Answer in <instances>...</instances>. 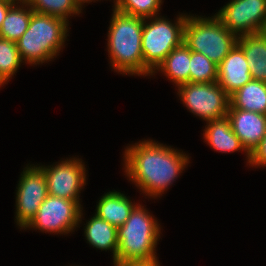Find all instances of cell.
Returning <instances> with one entry per match:
<instances>
[{"label": "cell", "mask_w": 266, "mask_h": 266, "mask_svg": "<svg viewBox=\"0 0 266 266\" xmlns=\"http://www.w3.org/2000/svg\"><path fill=\"white\" fill-rule=\"evenodd\" d=\"M16 192V221L25 228L36 216L38 208L48 194L45 173L40 166L24 168Z\"/></svg>", "instance_id": "obj_10"}, {"label": "cell", "mask_w": 266, "mask_h": 266, "mask_svg": "<svg viewBox=\"0 0 266 266\" xmlns=\"http://www.w3.org/2000/svg\"><path fill=\"white\" fill-rule=\"evenodd\" d=\"M135 206L124 194L110 191L100 198L95 214L118 229L129 218Z\"/></svg>", "instance_id": "obj_16"}, {"label": "cell", "mask_w": 266, "mask_h": 266, "mask_svg": "<svg viewBox=\"0 0 266 266\" xmlns=\"http://www.w3.org/2000/svg\"><path fill=\"white\" fill-rule=\"evenodd\" d=\"M114 9L127 15L144 19L159 14L162 0H115Z\"/></svg>", "instance_id": "obj_24"}, {"label": "cell", "mask_w": 266, "mask_h": 266, "mask_svg": "<svg viewBox=\"0 0 266 266\" xmlns=\"http://www.w3.org/2000/svg\"><path fill=\"white\" fill-rule=\"evenodd\" d=\"M238 37L214 15L213 18L187 16L183 43L219 65L237 44Z\"/></svg>", "instance_id": "obj_5"}, {"label": "cell", "mask_w": 266, "mask_h": 266, "mask_svg": "<svg viewBox=\"0 0 266 266\" xmlns=\"http://www.w3.org/2000/svg\"><path fill=\"white\" fill-rule=\"evenodd\" d=\"M237 45L244 52L252 79L266 83V38L262 33L243 35Z\"/></svg>", "instance_id": "obj_15"}, {"label": "cell", "mask_w": 266, "mask_h": 266, "mask_svg": "<svg viewBox=\"0 0 266 266\" xmlns=\"http://www.w3.org/2000/svg\"><path fill=\"white\" fill-rule=\"evenodd\" d=\"M215 16L237 37L258 34L266 24V0H232Z\"/></svg>", "instance_id": "obj_9"}, {"label": "cell", "mask_w": 266, "mask_h": 266, "mask_svg": "<svg viewBox=\"0 0 266 266\" xmlns=\"http://www.w3.org/2000/svg\"><path fill=\"white\" fill-rule=\"evenodd\" d=\"M84 229L89 244L100 250H112L114 261L118 249L117 228L95 214Z\"/></svg>", "instance_id": "obj_18"}, {"label": "cell", "mask_w": 266, "mask_h": 266, "mask_svg": "<svg viewBox=\"0 0 266 266\" xmlns=\"http://www.w3.org/2000/svg\"><path fill=\"white\" fill-rule=\"evenodd\" d=\"M217 68L205 55L190 50V83L217 82Z\"/></svg>", "instance_id": "obj_23"}, {"label": "cell", "mask_w": 266, "mask_h": 266, "mask_svg": "<svg viewBox=\"0 0 266 266\" xmlns=\"http://www.w3.org/2000/svg\"><path fill=\"white\" fill-rule=\"evenodd\" d=\"M19 3L22 5L21 7L20 5L16 6V3H14L9 8L0 27V38L17 42L19 38L26 32L31 15L33 14V10L23 0Z\"/></svg>", "instance_id": "obj_20"}, {"label": "cell", "mask_w": 266, "mask_h": 266, "mask_svg": "<svg viewBox=\"0 0 266 266\" xmlns=\"http://www.w3.org/2000/svg\"><path fill=\"white\" fill-rule=\"evenodd\" d=\"M144 20L113 9L107 46L111 66L115 71L144 76L141 43Z\"/></svg>", "instance_id": "obj_2"}, {"label": "cell", "mask_w": 266, "mask_h": 266, "mask_svg": "<svg viewBox=\"0 0 266 266\" xmlns=\"http://www.w3.org/2000/svg\"><path fill=\"white\" fill-rule=\"evenodd\" d=\"M227 118L234 134L251 154L266 134V115L229 108Z\"/></svg>", "instance_id": "obj_12"}, {"label": "cell", "mask_w": 266, "mask_h": 266, "mask_svg": "<svg viewBox=\"0 0 266 266\" xmlns=\"http://www.w3.org/2000/svg\"><path fill=\"white\" fill-rule=\"evenodd\" d=\"M250 165L266 166V134L260 141L259 145L250 154Z\"/></svg>", "instance_id": "obj_25"}, {"label": "cell", "mask_w": 266, "mask_h": 266, "mask_svg": "<svg viewBox=\"0 0 266 266\" xmlns=\"http://www.w3.org/2000/svg\"><path fill=\"white\" fill-rule=\"evenodd\" d=\"M34 12L62 18L80 14L81 10L73 0H23ZM72 14V15H71Z\"/></svg>", "instance_id": "obj_21"}, {"label": "cell", "mask_w": 266, "mask_h": 266, "mask_svg": "<svg viewBox=\"0 0 266 266\" xmlns=\"http://www.w3.org/2000/svg\"><path fill=\"white\" fill-rule=\"evenodd\" d=\"M156 70L163 72L176 86L190 83V49L182 43L165 57Z\"/></svg>", "instance_id": "obj_19"}, {"label": "cell", "mask_w": 266, "mask_h": 266, "mask_svg": "<svg viewBox=\"0 0 266 266\" xmlns=\"http://www.w3.org/2000/svg\"><path fill=\"white\" fill-rule=\"evenodd\" d=\"M124 153L128 178L153 198L164 194L190 162L183 152L152 140L135 143L127 147Z\"/></svg>", "instance_id": "obj_1"}, {"label": "cell", "mask_w": 266, "mask_h": 266, "mask_svg": "<svg viewBox=\"0 0 266 266\" xmlns=\"http://www.w3.org/2000/svg\"><path fill=\"white\" fill-rule=\"evenodd\" d=\"M67 30L68 22L62 18L33 11L26 32L16 42L22 62L36 65L53 59L60 53Z\"/></svg>", "instance_id": "obj_4"}, {"label": "cell", "mask_w": 266, "mask_h": 266, "mask_svg": "<svg viewBox=\"0 0 266 266\" xmlns=\"http://www.w3.org/2000/svg\"><path fill=\"white\" fill-rule=\"evenodd\" d=\"M67 159L56 166H40L47 182L48 194L80 204L79 193L86 184V169L81 159Z\"/></svg>", "instance_id": "obj_11"}, {"label": "cell", "mask_w": 266, "mask_h": 266, "mask_svg": "<svg viewBox=\"0 0 266 266\" xmlns=\"http://www.w3.org/2000/svg\"><path fill=\"white\" fill-rule=\"evenodd\" d=\"M118 249L114 264L158 262L156 257L160 227L147 210L137 205L126 222L117 229Z\"/></svg>", "instance_id": "obj_3"}, {"label": "cell", "mask_w": 266, "mask_h": 266, "mask_svg": "<svg viewBox=\"0 0 266 266\" xmlns=\"http://www.w3.org/2000/svg\"><path fill=\"white\" fill-rule=\"evenodd\" d=\"M262 35L266 38V24L263 27V30L261 31Z\"/></svg>", "instance_id": "obj_29"}, {"label": "cell", "mask_w": 266, "mask_h": 266, "mask_svg": "<svg viewBox=\"0 0 266 266\" xmlns=\"http://www.w3.org/2000/svg\"><path fill=\"white\" fill-rule=\"evenodd\" d=\"M204 129V138L216 151L227 153L244 150L247 154L248 163L250 162V153L245 149L241 140L234 134L230 122L226 117L207 121Z\"/></svg>", "instance_id": "obj_14"}, {"label": "cell", "mask_w": 266, "mask_h": 266, "mask_svg": "<svg viewBox=\"0 0 266 266\" xmlns=\"http://www.w3.org/2000/svg\"><path fill=\"white\" fill-rule=\"evenodd\" d=\"M82 215L78 202L48 195L24 229L33 227L43 232L68 234L82 221Z\"/></svg>", "instance_id": "obj_8"}, {"label": "cell", "mask_w": 266, "mask_h": 266, "mask_svg": "<svg viewBox=\"0 0 266 266\" xmlns=\"http://www.w3.org/2000/svg\"><path fill=\"white\" fill-rule=\"evenodd\" d=\"M5 1H10V2H15V3L18 1V2H17V4H18L19 1H22V0H5Z\"/></svg>", "instance_id": "obj_30"}, {"label": "cell", "mask_w": 266, "mask_h": 266, "mask_svg": "<svg viewBox=\"0 0 266 266\" xmlns=\"http://www.w3.org/2000/svg\"><path fill=\"white\" fill-rule=\"evenodd\" d=\"M15 2L0 0V27L2 25V22L5 19V16L9 10V8L14 4Z\"/></svg>", "instance_id": "obj_26"}, {"label": "cell", "mask_w": 266, "mask_h": 266, "mask_svg": "<svg viewBox=\"0 0 266 266\" xmlns=\"http://www.w3.org/2000/svg\"><path fill=\"white\" fill-rule=\"evenodd\" d=\"M146 19L143 24L142 53L144 58V75H154L157 67L165 57L183 43L184 25L187 15H179L172 24L168 19L155 16Z\"/></svg>", "instance_id": "obj_6"}, {"label": "cell", "mask_w": 266, "mask_h": 266, "mask_svg": "<svg viewBox=\"0 0 266 266\" xmlns=\"http://www.w3.org/2000/svg\"><path fill=\"white\" fill-rule=\"evenodd\" d=\"M75 4L78 6V8L81 10L82 9V4L85 2H92L93 0H73ZM95 1V0H94Z\"/></svg>", "instance_id": "obj_28"}, {"label": "cell", "mask_w": 266, "mask_h": 266, "mask_svg": "<svg viewBox=\"0 0 266 266\" xmlns=\"http://www.w3.org/2000/svg\"><path fill=\"white\" fill-rule=\"evenodd\" d=\"M177 87L179 97L188 110L206 122L227 116L230 96L217 82L184 83Z\"/></svg>", "instance_id": "obj_7"}, {"label": "cell", "mask_w": 266, "mask_h": 266, "mask_svg": "<svg viewBox=\"0 0 266 266\" xmlns=\"http://www.w3.org/2000/svg\"><path fill=\"white\" fill-rule=\"evenodd\" d=\"M217 69V83L229 96L252 80L244 52L237 44Z\"/></svg>", "instance_id": "obj_13"}, {"label": "cell", "mask_w": 266, "mask_h": 266, "mask_svg": "<svg viewBox=\"0 0 266 266\" xmlns=\"http://www.w3.org/2000/svg\"><path fill=\"white\" fill-rule=\"evenodd\" d=\"M114 266H160L158 262H136V263H118Z\"/></svg>", "instance_id": "obj_27"}, {"label": "cell", "mask_w": 266, "mask_h": 266, "mask_svg": "<svg viewBox=\"0 0 266 266\" xmlns=\"http://www.w3.org/2000/svg\"><path fill=\"white\" fill-rule=\"evenodd\" d=\"M229 108L266 115V83L251 80L230 96Z\"/></svg>", "instance_id": "obj_17"}, {"label": "cell", "mask_w": 266, "mask_h": 266, "mask_svg": "<svg viewBox=\"0 0 266 266\" xmlns=\"http://www.w3.org/2000/svg\"><path fill=\"white\" fill-rule=\"evenodd\" d=\"M21 63L17 43L0 38V86L12 78Z\"/></svg>", "instance_id": "obj_22"}]
</instances>
